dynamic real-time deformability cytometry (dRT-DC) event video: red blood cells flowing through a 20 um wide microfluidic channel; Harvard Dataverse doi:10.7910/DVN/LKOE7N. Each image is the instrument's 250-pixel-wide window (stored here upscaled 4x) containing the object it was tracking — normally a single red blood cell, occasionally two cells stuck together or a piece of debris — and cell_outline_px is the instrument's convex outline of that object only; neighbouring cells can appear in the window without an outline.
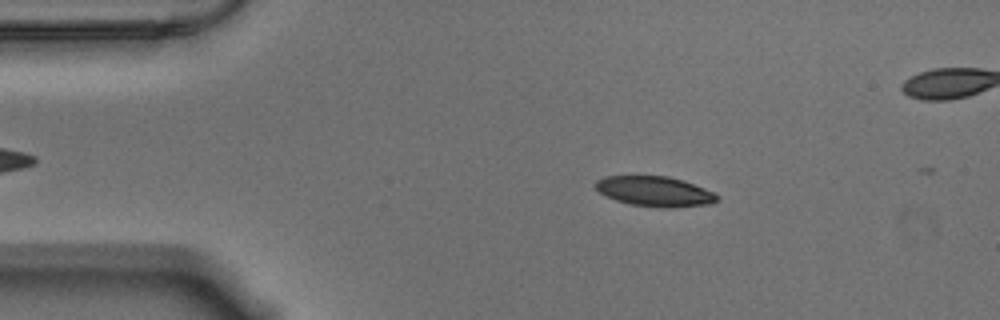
{"species": "Egyptian fruit bat (a non-hibernating species)", "species_latin": "Rousettus aegyptiacus", "temperature_condition": "warm", "stored_images_in_passage": 14, "camera_frame_rate_fps": 3000, "um_per_image_px": 0.085, "animal": {"sex": "male"}, "frame": {"image": 1, "passage_image": 8, "time_ms": 2.333, "image_size_px": [1000, 320], "cell_outline_px": [[720, 196], [712, 204], [672, 208], [664, 208], [632, 204], [616, 200], [604, 196], [592, 184], [596, 180], [604, 176], [668, 176], [684, 180], [704, 188]], "centroid_in_image_um": [55.64, 16.26], "position_along_channel_um": 29.4, "area_um2": 21.44}}